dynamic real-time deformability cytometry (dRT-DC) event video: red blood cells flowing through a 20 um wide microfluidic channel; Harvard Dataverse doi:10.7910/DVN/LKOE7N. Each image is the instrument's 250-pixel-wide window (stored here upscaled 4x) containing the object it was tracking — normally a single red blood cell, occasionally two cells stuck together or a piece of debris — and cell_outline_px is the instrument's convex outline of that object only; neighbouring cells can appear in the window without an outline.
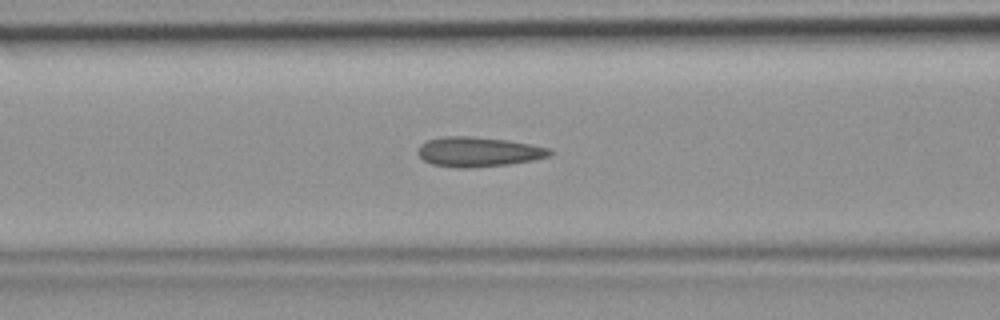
{"species": "common noctule bat (a hibernating species)", "species_latin": "Nyctalus noctula", "temperature_condition": "room temperature", "stored_images_in_passage": 43, "camera_frame_rate_fps": 3000, "um_per_image_px": 0.085, "animal": {"sex": "female", "body_mass_g": 19.9}, "frame": {"image": 1, "passage_image": 19, "time_ms": 6.0, "image_size_px": [1000, 320], "cell_outline_px": [[556, 152], [548, 156], [532, 160], [508, 164], [476, 168], [456, 168], [432, 164], [424, 160], [416, 152], [420, 144], [428, 140], [444, 136], [472, 136], [504, 140], [552, 148]], "centroid_in_image_um": [40.65, 12.91], "position_along_channel_um": 125.9, "area_um2": 22.95}}